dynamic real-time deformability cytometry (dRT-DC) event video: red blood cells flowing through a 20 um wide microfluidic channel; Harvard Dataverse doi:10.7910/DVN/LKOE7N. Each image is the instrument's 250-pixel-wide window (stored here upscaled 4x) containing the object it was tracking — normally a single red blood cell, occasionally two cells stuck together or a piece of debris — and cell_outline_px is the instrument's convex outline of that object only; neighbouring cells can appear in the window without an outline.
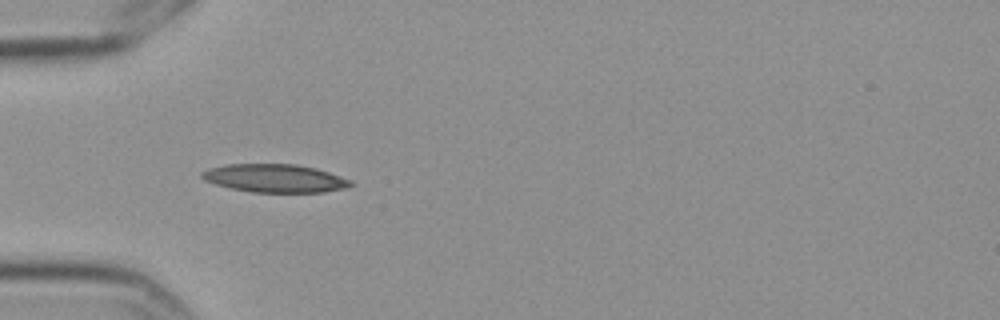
{"species": "Egyptian fruit bat (a non-hibernating species)", "species_latin": "Rousettus aegyptiacus", "temperature_condition": "cold", "stored_images_in_passage": 8, "camera_frame_rate_fps": 3000, "um_per_image_px": 0.085, "frame": {"image": 1, "passage_image": 5, "time_ms": 1.333, "image_size_px": [1000, 320], "cell_outline_px": [[356, 184], [348, 188], [324, 192], [252, 192], [232, 188], [216, 184], [204, 180], [200, 176], [200, 172], [208, 168], [224, 164], [296, 164], [316, 168], [352, 180]], "centroid_in_image_um": [23.39, 15.15], "position_along_channel_um": 61.6, "area_um2": 24.62}}
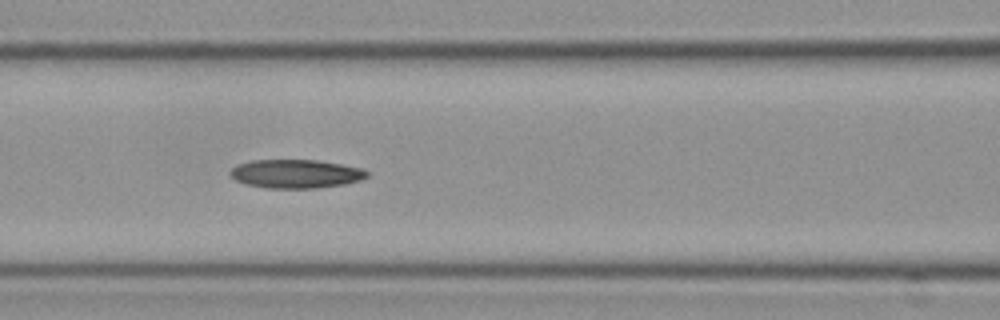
{"frame": {"image": 2, "passage_image": 7, "time_ms": 2.0, "image_size_px": [1000, 320], "cell_outline_px": [[368, 176], [360, 180], [344, 184], [316, 188], [264, 188], [244, 184], [236, 180], [228, 172], [236, 164], [252, 160], [316, 160], [364, 168], [368, 172]], "centroid_in_image_um": [25.12, 14.77], "position_along_channel_um": 141.5, "area_um2": 22.95}}
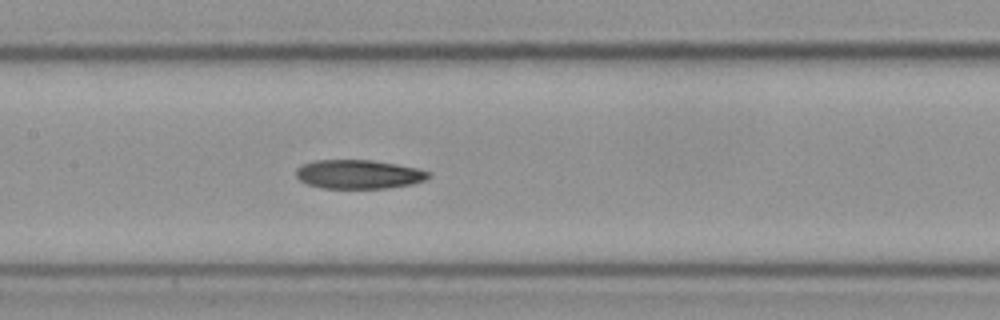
{"frame": {"image": 3, "passage_image": 8, "time_ms": 2.333, "image_size_px": [1000, 320], "cell_outline_px": [[432, 176], [424, 180], [412, 184], [388, 188], [324, 188], [308, 184], [300, 180], [296, 176], [296, 168], [300, 164], [312, 160], [372, 160], [396, 164], [416, 168], [428, 172]], "centroid_in_image_um": [30.45, 14.81], "position_along_channel_um": 176.9, "area_um2": 22.37}}